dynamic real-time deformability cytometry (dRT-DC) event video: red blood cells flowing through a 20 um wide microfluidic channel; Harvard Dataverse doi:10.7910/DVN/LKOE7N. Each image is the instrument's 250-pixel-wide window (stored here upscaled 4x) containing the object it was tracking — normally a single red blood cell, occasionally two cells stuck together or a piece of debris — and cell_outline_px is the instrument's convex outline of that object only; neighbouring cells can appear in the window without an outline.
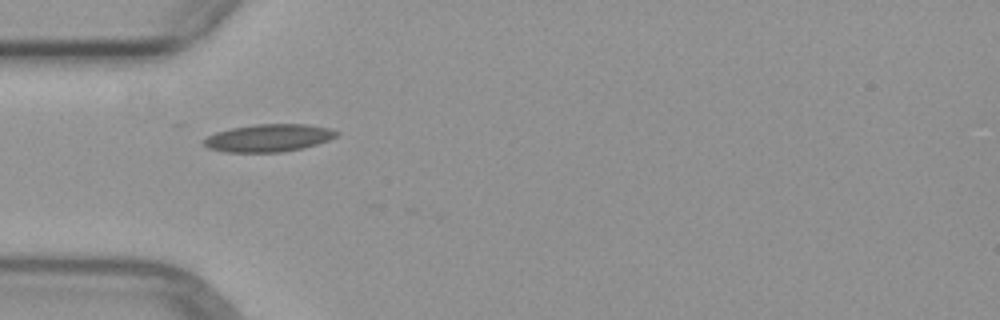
{"species": "common noctule bat (a hibernating species)", "species_latin": "Nyctalus noctula", "temperature_condition": "warm", "stored_images_in_passage": 3, "camera_frame_rate_fps": 3000, "um_per_image_px": 0.085, "animal": {"sex": "female", "body_mass_g": 29.2, "forearm_length_mm": 56.3}, "frame": {"image": 1, "passage_image": 3, "time_ms": 2.333, "image_size_px": [1000, 320], "cell_outline_px": [[340, 132], [336, 136], [328, 140], [304, 148], [280, 152], [228, 152], [208, 148], [204, 144], [204, 140], [208, 136], [216, 132], [232, 128], [256, 124], [308, 124], [328, 128]], "centroid_in_image_um": [22.85, 11.72], "position_along_channel_um": 62.2, "area_um2": 21.15}}